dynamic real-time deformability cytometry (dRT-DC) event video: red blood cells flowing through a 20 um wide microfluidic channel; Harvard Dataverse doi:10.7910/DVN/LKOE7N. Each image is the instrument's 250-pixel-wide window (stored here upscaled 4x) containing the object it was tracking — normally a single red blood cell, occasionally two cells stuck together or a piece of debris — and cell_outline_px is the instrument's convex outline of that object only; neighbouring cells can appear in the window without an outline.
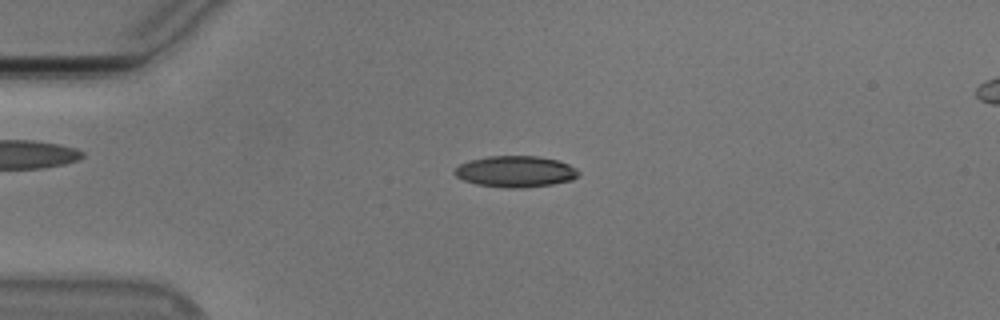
{"species": "Egyptian fruit bat (a non-hibernating species)", "species_latin": "Rousettus aegyptiacus", "temperature_condition": "cold", "stored_images_in_passage": 55, "camera_frame_rate_fps": 3000, "um_per_image_px": 0.085, "animal": {"sex": "male"}, "frame": {"image": 1, "passage_image": 14, "time_ms": 4.333, "image_size_px": [1000, 320], "cell_outline_px": [[580, 176], [572, 180], [552, 184], [524, 188], [504, 188], [476, 184], [464, 180], [456, 176], [452, 172], [460, 164], [468, 160], [488, 156], [536, 156], [556, 160], [568, 164], [576, 168], [580, 172]], "centroid_in_image_um": [43.82, 14.58], "position_along_channel_um": 41.2, "area_um2": 22.72}}
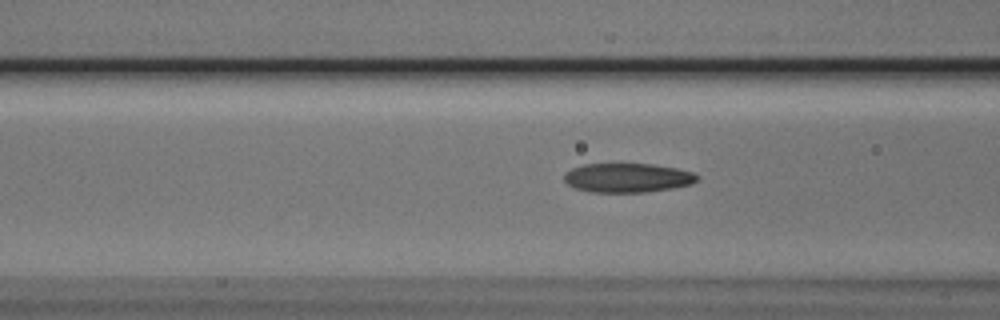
{"frame": {"image": 2, "passage_image": 22, "time_ms": 7.0, "image_size_px": [1000, 320], "cell_outline_px": [[700, 176], [692, 184], [672, 188], [644, 192], [588, 192], [576, 188], [568, 184], [564, 180], [564, 172], [572, 168], [584, 164], [652, 164], [676, 168], [692, 172]], "centroid_in_image_um": [53.32, 15.11], "position_along_channel_um": 113.3, "area_um2": 22.6}}
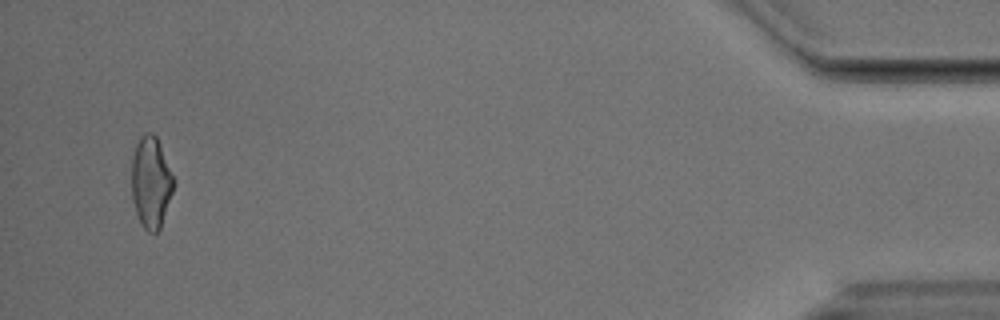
{"frame": {"image": 3, "passage_image": 53, "time_ms": 17.333, "image_size_px": [1000, 320], "cell_outline_px": [[176, 184], [160, 228], [156, 232], [148, 232], [144, 228], [136, 212], [132, 200], [132, 156], [136, 144], [140, 136], [144, 132], [152, 132], [156, 136], [160, 144], [176, 180]], "centroid_in_image_um": [12.85, 15.46], "position_along_channel_um": 422.3, "area_um2": 22.66}, "authors_computed_cell_mechanics": {"area_um2": 22.542, "velocity_mm_per_s": 3.7703, "shape_relaxation_time_tau1_ms": 4.7043, "shape_relaxation_time_tau2_ms": 1.5247, "deformation_change_tau1": 0.1599, "deformation_change_tau2": 0.0811}}